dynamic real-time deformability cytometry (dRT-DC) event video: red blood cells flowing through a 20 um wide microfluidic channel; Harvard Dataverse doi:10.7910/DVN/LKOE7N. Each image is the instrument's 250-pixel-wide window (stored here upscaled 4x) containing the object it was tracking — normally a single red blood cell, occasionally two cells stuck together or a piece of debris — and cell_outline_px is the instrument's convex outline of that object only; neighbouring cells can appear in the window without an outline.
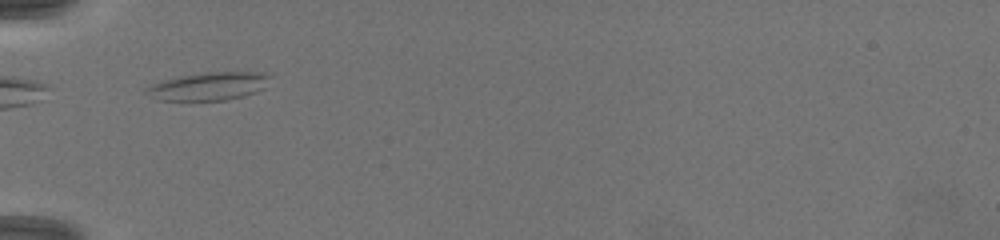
{"species": "common noctule bat (a hibernating species)", "species_latin": "Nyctalus noctula", "temperature_condition": "warm", "stored_images_in_passage": 29, "camera_frame_rate_fps": 3000, "um_per_image_px": 0.085, "animal": {"sex": "female", "body_mass_g": 19.5, "forearm_length_mm": 54.1}, "frame": {"image": 1, "passage_image": 1, "time_ms": 0.0, "image_size_px": [1000, 240], "cell_outline_px": [[272, 76], [264, 88], [256, 92], [244, 96], [224, 100], [156, 100], [144, 88], [148, 84], [160, 80], [180, 76], [204, 72], [264, 72]], "centroid_in_image_um": [17.74, 7.32], "position_along_channel_um": 67.3, "area_um2": 20.35}}
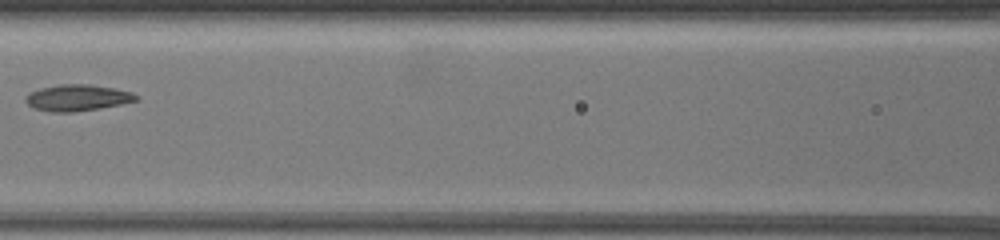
{"frame": {"image": 2, "passage_image": 5, "time_ms": 2.333, "image_size_px": [1000, 240], "cell_outline_px": [[140, 100], [100, 108], [72, 112], [52, 112], [36, 108], [28, 104], [24, 100], [24, 96], [28, 92], [40, 88], [60, 84], [92, 84], [132, 92], [140, 96]], "centroid_in_image_um": [6.58, 8.3], "position_along_channel_um": 160.0, "area_um2": 17.05}}
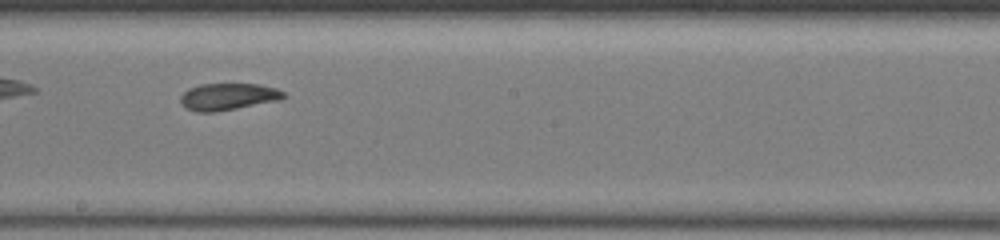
{"frame": {"image": 3, "passage_image": 9, "time_ms": 4.0, "image_size_px": [1000, 240], "cell_outline_px": [[284, 96], [280, 100], [216, 112], [196, 112], [184, 108], [180, 100], [180, 96], [188, 88], [200, 84], [260, 84], [276, 88], [284, 92]], "centroid_in_image_um": [19.35, 8.22], "position_along_channel_um": 228.9, "area_um2": 16.24}, "authors_computed_cell_mechanics": {"area_um2": 16.7042, "velocity_mm_per_s": 4.1436, "shape_relaxation_time_tau1_ms": 5.0183, "shape_relaxation_time_tau2_ms": 2.1225, "deformation_change_tau1": 0.1388, "deformation_change_tau2": 0.0766}}